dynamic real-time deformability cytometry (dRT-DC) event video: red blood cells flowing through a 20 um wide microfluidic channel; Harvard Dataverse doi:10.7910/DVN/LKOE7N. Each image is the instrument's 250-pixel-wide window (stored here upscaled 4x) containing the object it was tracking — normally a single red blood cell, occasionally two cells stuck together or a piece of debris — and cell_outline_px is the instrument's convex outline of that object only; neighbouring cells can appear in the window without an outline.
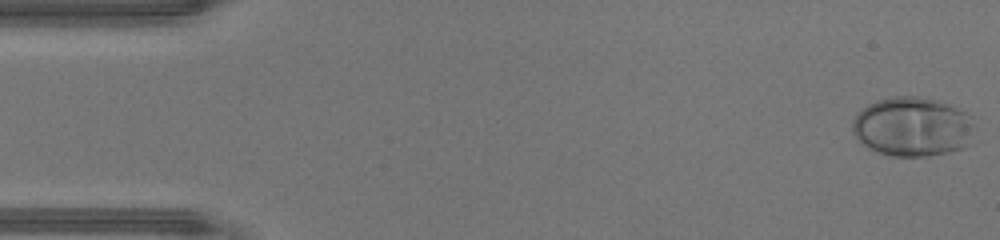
{"species": "human", "species_latin": "Homo sapiens", "temperature_condition": "warm", "stored_images_in_passage": 46, "camera_frame_rate_fps": 3000, "um_per_image_px": 0.085, "donor": {"sex": "male"}, "frame": {"image": 1, "passage_image": 1, "time_ms": 0.0, "image_size_px": [1000, 240], "cell_outline_px": [[972, 124], [964, 148], [948, 152], [928, 156], [892, 156], [876, 152], [864, 144], [852, 132], [852, 120], [868, 104], [876, 100], [896, 96], [920, 96], [936, 100], [948, 104], [964, 112]], "centroid_in_image_um": [77.49, 10.77], "position_along_channel_um": 7.5, "area_um2": 41.5}}
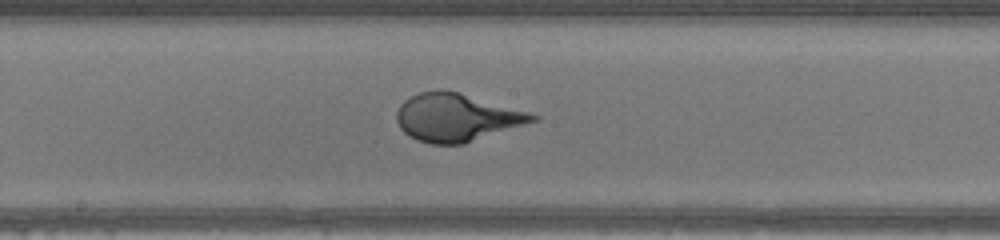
{"frame": {"image": 2, "passage_image": 24, "time_ms": 7.667, "image_size_px": [1000, 240], "cell_outline_px": [[540, 120], [464, 144], [432, 144], [416, 140], [404, 132], [400, 128], [396, 120], [396, 112], [400, 104], [404, 100], [420, 92], [436, 88], [444, 88], [528, 112], [540, 116]], "centroid_in_image_um": [38.8, 9.98], "position_along_channel_um": 209.4, "area_um2": 38.09}}
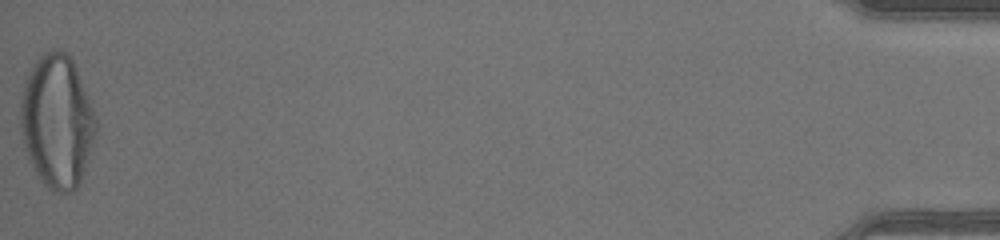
{"frame": {"image": 3, "passage_image": 46, "time_ms": 15.0, "image_size_px": [1000, 240], "cell_outline_px": [[100, 124], [80, 184], [72, 192], [52, 192], [40, 180], [28, 160], [20, 132], [20, 100], [24, 84], [36, 60], [40, 56], [52, 48], [60, 48], [68, 52], [76, 68]], "centroid_in_image_um": [4.87, 10.34], "position_along_channel_um": 430.3, "area_um2": 59.3}}